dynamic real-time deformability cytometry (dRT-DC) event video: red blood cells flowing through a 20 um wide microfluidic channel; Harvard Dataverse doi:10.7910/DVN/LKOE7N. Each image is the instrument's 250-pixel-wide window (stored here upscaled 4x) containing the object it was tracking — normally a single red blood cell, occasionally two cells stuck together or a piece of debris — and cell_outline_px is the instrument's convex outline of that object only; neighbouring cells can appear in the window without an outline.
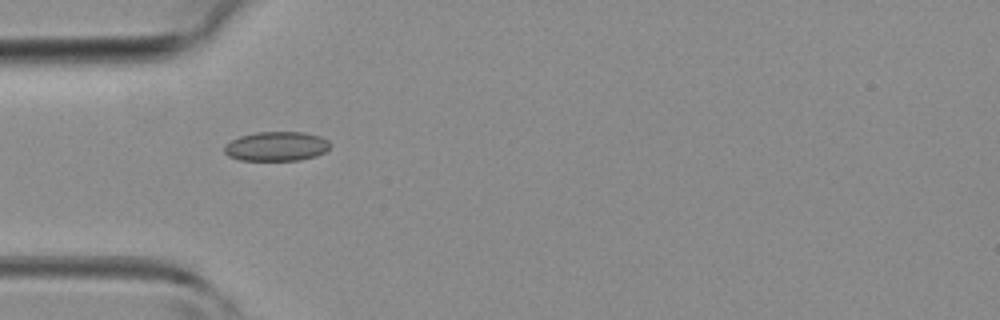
{"species": "common noctule bat (a hibernating species)", "species_latin": "Nyctalus noctula", "temperature_condition": "room temperature", "stored_images_in_passage": 32, "camera_frame_rate_fps": 3000, "um_per_image_px": 0.085, "animal": {"sex": "female", "body_mass_g": 19.3, "forearm_length_mm": 54.1}, "frame": {"image": 1, "passage_image": 1, "time_ms": 0.0, "image_size_px": [1000, 320], "cell_outline_px": [[332, 144], [324, 152], [316, 156], [300, 160], [240, 160], [228, 156], [224, 152], [224, 144], [240, 136], [256, 132], [304, 132], [320, 136], [328, 140]], "centroid_in_image_um": [23.5, 12.43], "position_along_channel_um": 61.5, "area_um2": 18.21}}
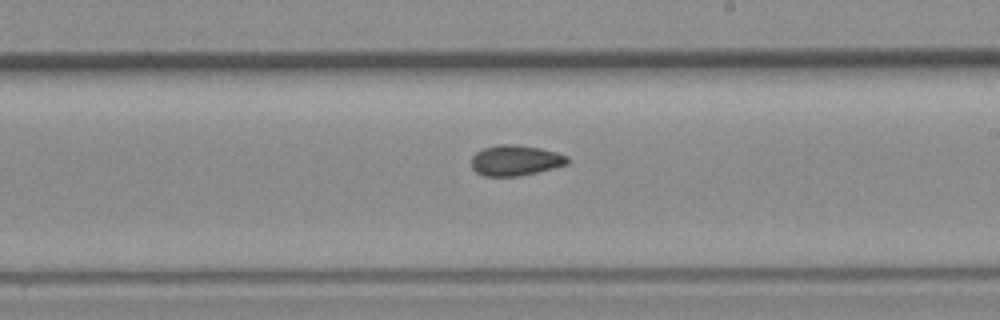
{"frame": {"image": 2, "passage_image": 13, "time_ms": 4.0, "image_size_px": [1000, 320], "cell_outline_px": [[568, 164], [520, 176], [484, 176], [476, 172], [472, 168], [472, 156], [476, 152], [484, 148], [500, 144], [516, 144], [540, 148], [556, 152], [568, 156]], "centroid_in_image_um": [43.8, 13.63], "position_along_channel_um": 245.2, "area_um2": 17.05}}
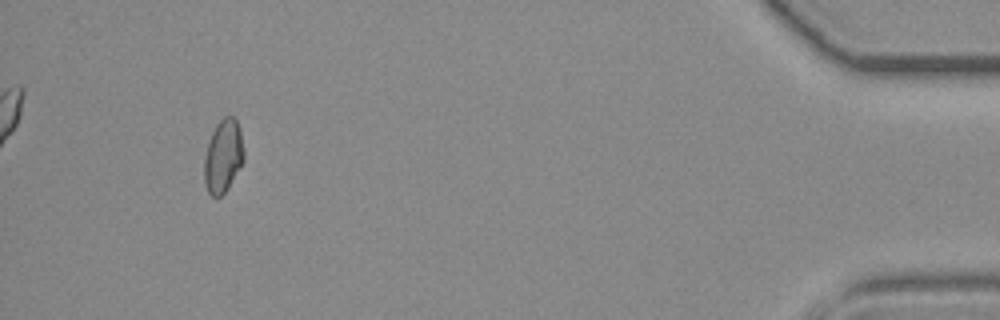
{"frame": {"image": 3, "passage_image": 29, "time_ms": 9.333, "image_size_px": [1000, 320], "cell_outline_px": [[244, 160], [228, 188], [216, 200], [208, 192], [204, 180], [204, 156], [212, 132], [216, 124], [224, 116], [232, 116], [236, 120], [240, 132], [244, 148]], "centroid_in_image_um": [18.96, 13.29], "position_along_channel_um": 416.2, "area_um2": 16.88}}